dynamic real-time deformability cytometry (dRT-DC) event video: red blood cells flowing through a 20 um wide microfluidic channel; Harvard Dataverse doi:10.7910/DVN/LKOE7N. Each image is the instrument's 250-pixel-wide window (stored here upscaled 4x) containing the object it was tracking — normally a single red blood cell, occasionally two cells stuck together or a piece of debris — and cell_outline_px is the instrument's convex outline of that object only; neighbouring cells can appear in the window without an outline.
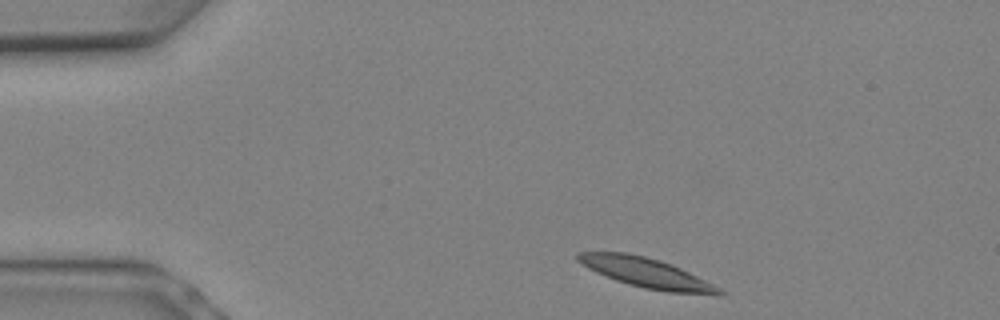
{"species": "Egyptian fruit bat (a non-hibernating species)", "species_latin": "Rousettus aegyptiacus", "temperature_condition": "warm", "stored_images_in_passage": 5, "camera_frame_rate_fps": 3000, "um_per_image_px": 0.085, "animal": {"sex": "female"}, "frame": {"image": 1, "passage_image": 1, "time_ms": 0.0, "image_size_px": [1000, 320], "cell_outline_px": [[728, 292], [724, 296], [720, 296], [668, 292], [644, 288], [616, 280], [596, 272], [588, 268], [576, 260], [576, 252], [628, 252], [660, 260], [672, 264]], "centroid_in_image_um": [55.0, 23.2], "position_along_channel_um": 30.0, "area_um2": 24.57}}
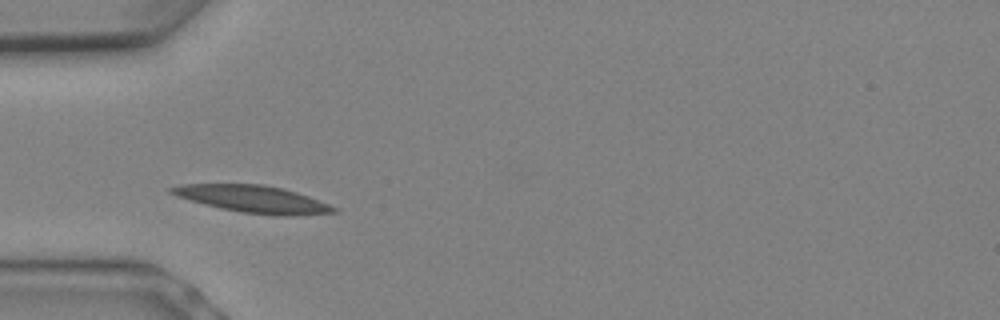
{"frame": {"image": 2, "passage_image": 4, "time_ms": 1.0, "image_size_px": [1000, 320], "cell_outline_px": [[340, 212], [276, 216], [240, 212], [220, 208], [204, 204], [176, 196], [168, 192], [168, 188], [184, 184], [264, 184], [284, 188], [308, 196], [340, 208]], "centroid_in_image_um": [21.52, 16.92], "position_along_channel_um": 63.5, "area_um2": 25.72}}